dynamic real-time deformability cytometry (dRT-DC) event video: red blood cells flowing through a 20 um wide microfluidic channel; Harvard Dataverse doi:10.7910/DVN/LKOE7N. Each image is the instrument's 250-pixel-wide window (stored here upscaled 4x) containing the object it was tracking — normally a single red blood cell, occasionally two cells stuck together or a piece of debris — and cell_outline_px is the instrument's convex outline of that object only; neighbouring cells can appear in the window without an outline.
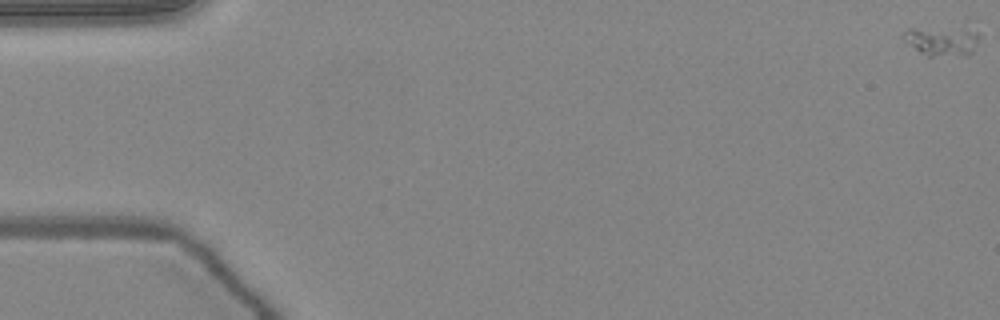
{"species": "common noctule bat (a hibernating species)", "species_latin": "Nyctalus noctula", "temperature_condition": "warm", "stored_images_in_passage": 9, "camera_frame_rate_fps": 3000, "um_per_image_px": 0.085, "animal": {"sex": "female", "body_mass_g": 24.6, "forearm_length_mm": 56.2}, "frame": {"image": 1, "passage_image": 1, "time_ms": 0.0, "image_size_px": [1000, 320], "cell_outline_px": [[980, 32], [972, 52], [968, 56], [928, 56], [920, 52], [904, 40], [900, 36], [908, 28], [912, 28]], "centroid_in_image_um": [80.01, 3.54], "position_along_channel_um": 5.0, "area_um2": 12.31}}